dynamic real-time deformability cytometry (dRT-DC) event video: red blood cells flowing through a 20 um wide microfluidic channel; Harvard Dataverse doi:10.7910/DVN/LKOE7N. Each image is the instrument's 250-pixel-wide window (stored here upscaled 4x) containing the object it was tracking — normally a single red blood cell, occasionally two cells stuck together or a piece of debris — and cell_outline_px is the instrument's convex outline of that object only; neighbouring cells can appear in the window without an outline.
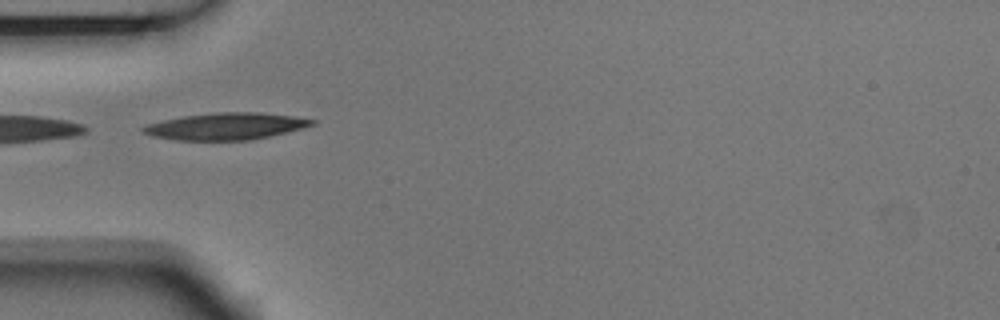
{"species": "Egyptian fruit bat (a non-hibernating species)", "species_latin": "Rousettus aegyptiacus", "temperature_condition": "room temperature", "stored_images_in_passage": 5, "camera_frame_rate_fps": 3000, "um_per_image_px": 0.085, "animal": {"sex": "male"}, "frame": {"image": 1, "passage_image": 5, "time_ms": 1.333, "image_size_px": [1000, 320], "cell_outline_px": [[316, 124], [304, 128], [268, 136], [248, 140], [176, 140], [152, 136], [140, 132], [140, 128], [144, 124], [184, 116], [216, 112], [260, 112], [292, 116], [316, 120]], "centroid_in_image_um": [19.16, 10.73], "position_along_channel_um": 65.8, "area_um2": 26.47}}